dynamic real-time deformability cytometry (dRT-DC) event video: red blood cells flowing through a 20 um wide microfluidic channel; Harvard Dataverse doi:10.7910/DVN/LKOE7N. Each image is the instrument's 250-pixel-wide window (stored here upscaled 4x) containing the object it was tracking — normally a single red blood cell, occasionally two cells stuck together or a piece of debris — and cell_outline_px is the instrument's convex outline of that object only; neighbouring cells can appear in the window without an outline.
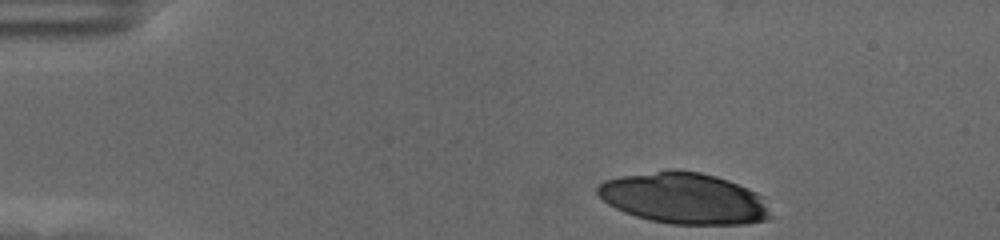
{"species": "human", "species_latin": "Homo sapiens", "temperature_condition": "cold", "stored_images_in_passage": 41, "camera_frame_rate_fps": 3000, "um_per_image_px": 0.085, "donor": {"sex": "female"}, "frame": {"image": 1, "passage_image": 1, "time_ms": 0.0, "image_size_px": [1000, 240], "cell_outline_px": [[768, 220], [744, 224], [672, 224], [648, 220], [624, 212], [608, 204], [596, 192], [596, 188], [604, 180], [620, 176], [672, 168], [700, 172], [716, 176], [728, 180], [748, 188], [764, 196], [768, 212]], "centroid_in_image_um": [58.13, 16.84], "position_along_channel_um": 26.9, "area_um2": 51.73}}